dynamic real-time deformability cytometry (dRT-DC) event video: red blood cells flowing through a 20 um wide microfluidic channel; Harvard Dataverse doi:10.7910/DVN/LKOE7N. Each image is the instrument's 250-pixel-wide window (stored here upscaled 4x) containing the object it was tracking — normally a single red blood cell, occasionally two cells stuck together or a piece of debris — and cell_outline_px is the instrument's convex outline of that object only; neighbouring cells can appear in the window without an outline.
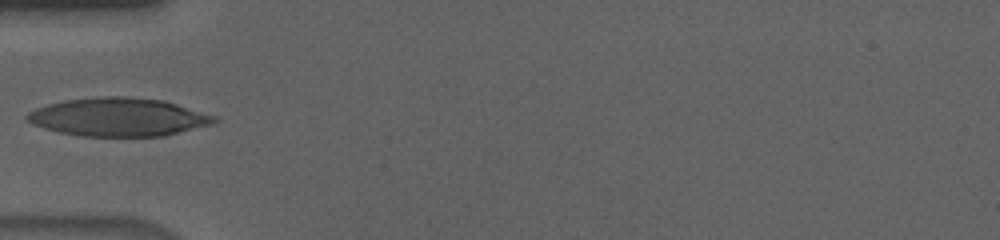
{"species": "human", "species_latin": "Homo sapiens", "temperature_condition": "cold", "stored_images_in_passage": 12, "camera_frame_rate_fps": 3000, "um_per_image_px": 0.085, "donor": {"sex": "male"}, "frame": {"image": 1, "passage_image": 1, "time_ms": 0.0, "image_size_px": [1000, 240], "cell_outline_px": [[220, 120], [216, 124], [164, 136], [80, 136], [56, 132], [32, 124], [24, 120], [24, 116], [28, 112], [36, 108], [48, 104], [64, 100], [96, 96], [128, 96], [164, 100], [216, 116]], "centroid_in_image_um": [10.06, 9.95], "position_along_channel_um": 74.9, "area_um2": 42.43}}